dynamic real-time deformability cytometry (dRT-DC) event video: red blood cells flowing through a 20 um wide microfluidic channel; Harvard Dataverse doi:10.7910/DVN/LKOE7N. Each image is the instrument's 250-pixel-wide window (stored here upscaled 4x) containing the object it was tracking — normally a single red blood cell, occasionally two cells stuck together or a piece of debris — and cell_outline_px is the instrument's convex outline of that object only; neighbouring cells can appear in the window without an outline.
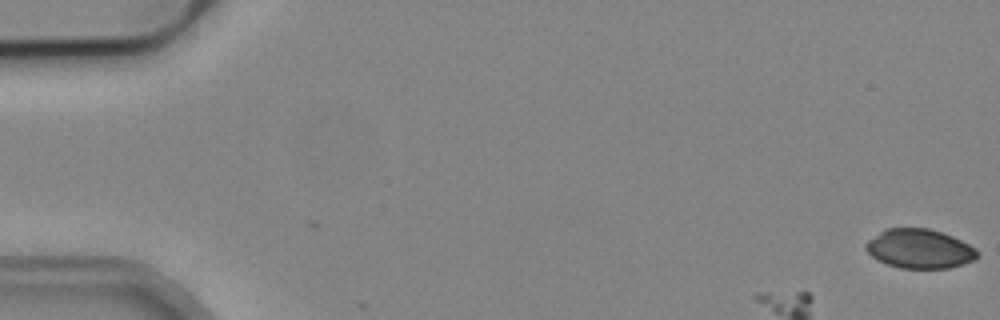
{"species": "common noctule bat (a hibernating species)", "species_latin": "Nyctalus noctula", "temperature_condition": "cold", "stored_images_in_passage": 13, "camera_frame_rate_fps": 3000, "um_per_image_px": 0.085, "animal": {"sex": "male", "body_mass_g": 19.2, "forearm_length_mm": 51.8}, "frame": {"image": 1, "passage_image": 1, "time_ms": 0.0, "image_size_px": [1000, 320], "cell_outline_px": [[980, 256], [976, 260], [964, 264], [948, 268], [900, 268], [888, 264], [872, 256], [864, 248], [864, 244], [868, 240], [880, 232], [888, 228], [928, 228], [952, 236], [976, 248]], "centroid_in_image_um": [78.19, 21.15], "position_along_channel_um": 6.8, "area_um2": 25.43}}